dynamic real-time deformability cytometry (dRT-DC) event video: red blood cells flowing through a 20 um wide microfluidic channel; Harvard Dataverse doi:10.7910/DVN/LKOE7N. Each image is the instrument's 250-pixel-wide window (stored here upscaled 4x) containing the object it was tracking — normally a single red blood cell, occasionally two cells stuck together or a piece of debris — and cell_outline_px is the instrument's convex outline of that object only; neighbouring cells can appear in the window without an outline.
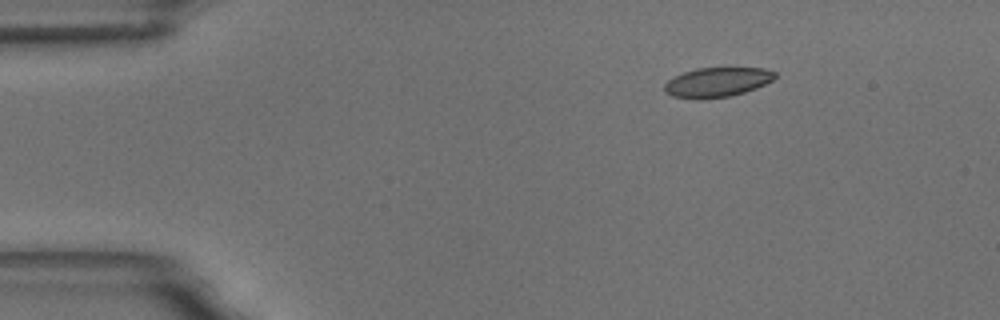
{"species": "common noctule bat (a hibernating species)", "species_latin": "Nyctalus noctula", "temperature_condition": "room temperature", "stored_images_in_passage": 4, "camera_frame_rate_fps": 3000, "um_per_image_px": 0.085, "animal": {"sex": "male", "body_mass_g": 18.8}, "frame": {"image": 1, "passage_image": 2, "time_ms": 1.333, "image_size_px": [1000, 320], "cell_outline_px": [[776, 76], [772, 80], [756, 88], [732, 96], [700, 100], [672, 96], [664, 92], [664, 84], [668, 80], [684, 72], [696, 68], [764, 68], [776, 72]], "centroid_in_image_um": [60.94, 7.0], "position_along_channel_um": 24.1, "area_um2": 19.13}}